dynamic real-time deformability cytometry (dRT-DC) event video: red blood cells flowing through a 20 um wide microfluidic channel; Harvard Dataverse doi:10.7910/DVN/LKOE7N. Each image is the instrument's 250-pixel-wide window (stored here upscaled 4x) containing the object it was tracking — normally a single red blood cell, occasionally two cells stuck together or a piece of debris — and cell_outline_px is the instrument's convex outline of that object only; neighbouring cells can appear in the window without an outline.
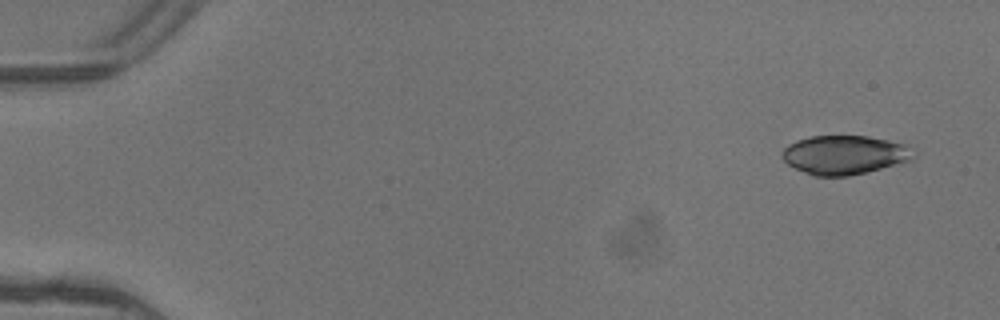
{"species": "common noctule bat (a hibernating species)", "species_latin": "Nyctalus noctula", "temperature_condition": "warm", "stored_images_in_passage": 3, "camera_frame_rate_fps": 3000, "um_per_image_px": 0.085, "animal": {"sex": "female"}, "frame": {"image": 1, "passage_image": 1, "time_ms": 0.0, "image_size_px": [1000, 320], "cell_outline_px": [[916, 156], [912, 160], [848, 176], [816, 176], [804, 172], [788, 164], [780, 156], [784, 148], [788, 144], [796, 140], [812, 136], [868, 136], [888, 140], [904, 144]], "centroid_in_image_um": [71.74, 13.16], "position_along_channel_um": 13.3, "area_um2": 29.54}}
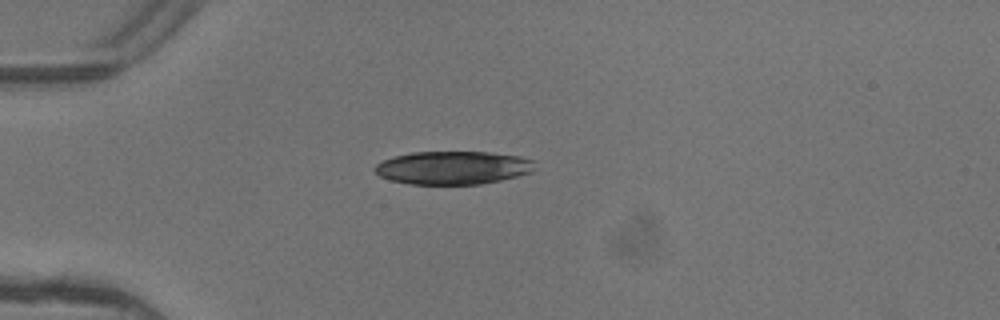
{"frame": {"image": 2, "passage_image": 3, "time_ms": 0.667, "image_size_px": [1000, 320], "cell_outline_px": [[536, 168], [532, 172], [500, 180], [480, 184], [412, 184], [392, 180], [380, 176], [372, 168], [376, 164], [384, 160], [396, 156], [412, 152], [492, 152], [520, 156], [536, 160]], "centroid_in_image_um": [38.56, 14.25], "position_along_channel_um": 46.4, "area_um2": 31.04}}